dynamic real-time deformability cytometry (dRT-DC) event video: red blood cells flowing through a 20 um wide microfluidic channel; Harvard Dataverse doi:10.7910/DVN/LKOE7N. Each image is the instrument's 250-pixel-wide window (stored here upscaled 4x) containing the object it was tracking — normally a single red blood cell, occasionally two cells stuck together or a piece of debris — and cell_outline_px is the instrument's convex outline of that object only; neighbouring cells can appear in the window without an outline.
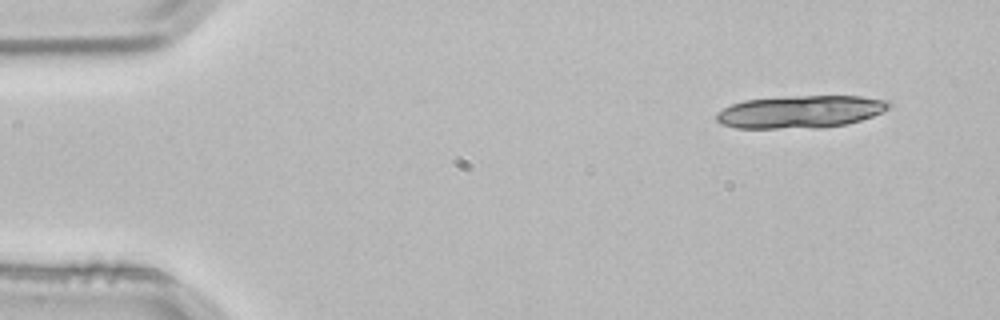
{"species": "common noctule bat (a hibernating species)", "species_latin": "Nyctalus noctula", "temperature_condition": "room temperature", "stored_images_in_passage": 4, "camera_frame_rate_fps": 3000, "um_per_image_px": 0.085, "animal": {"sex": "male", "body_mass_g": 21.5, "forearm_length_mm": 52.0}, "frame": {"image": 1, "passage_image": 1, "time_ms": 0.0, "image_size_px": [1000, 320], "cell_outline_px": [[892, 104], [888, 108], [872, 116], [860, 120], [844, 124], [820, 128], [736, 128], [720, 124], [716, 120], [716, 112], [732, 104], [744, 100], [788, 96], [864, 96], [888, 100]], "centroid_in_image_um": [68.01, 9.49], "position_along_channel_um": 17.0, "area_um2": 32.83}}
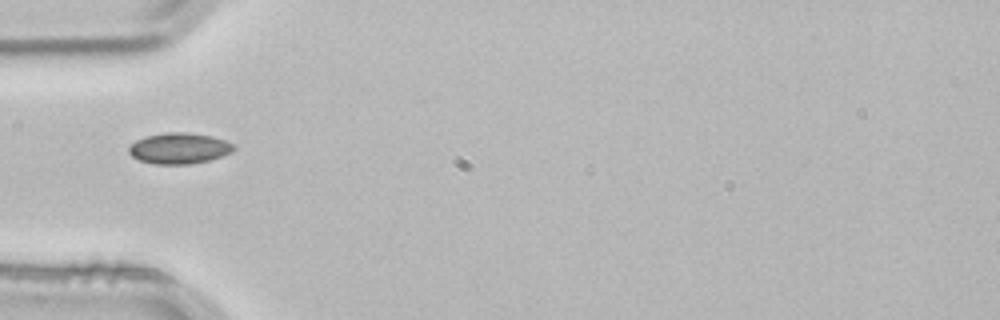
{"frame": {"image": 2, "passage_image": 4, "time_ms": 1.0, "image_size_px": [1000, 320], "cell_outline_px": [[236, 148], [232, 152], [208, 160], [188, 164], [152, 164], [140, 160], [132, 156], [128, 152], [128, 148], [136, 140], [144, 136], [164, 132], [188, 132], [212, 136], [236, 144]], "centroid_in_image_um": [15.23, 12.59], "position_along_channel_um": 69.8, "area_um2": 19.02}}